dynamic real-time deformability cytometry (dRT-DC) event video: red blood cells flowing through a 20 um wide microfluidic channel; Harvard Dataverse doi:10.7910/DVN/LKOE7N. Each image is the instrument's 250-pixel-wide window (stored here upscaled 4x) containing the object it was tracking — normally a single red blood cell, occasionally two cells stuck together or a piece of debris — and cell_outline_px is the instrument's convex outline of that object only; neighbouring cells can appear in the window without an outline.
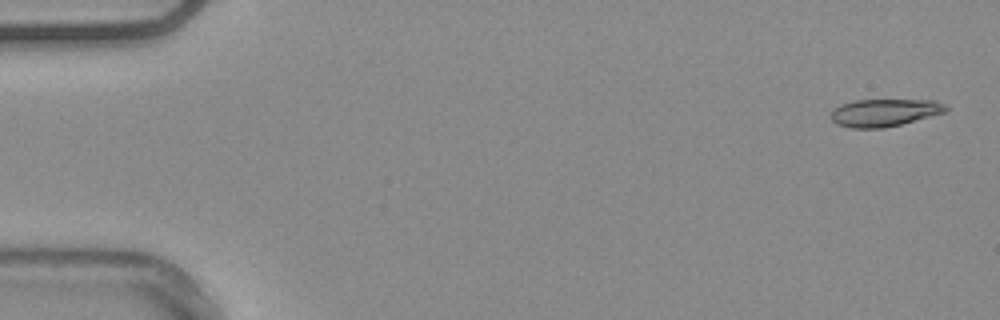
{"species": "common noctule bat (a hibernating species)", "species_latin": "Nyctalus noctula", "temperature_condition": "warm", "stored_images_in_passage": 54, "camera_frame_rate_fps": 3000, "um_per_image_px": 0.085, "animal": {"sex": "male", "body_mass_g": 20.4}, "frame": {"image": 1, "passage_image": 2, "time_ms": 0.333, "image_size_px": [1000, 320], "cell_outline_px": [[948, 112], [884, 128], [852, 128], [836, 124], [828, 116], [828, 112], [840, 104], [852, 100], [936, 100], [944, 104], [948, 108]], "centroid_in_image_um": [75.13, 9.57], "position_along_channel_um": 9.9, "area_um2": 18.73}}
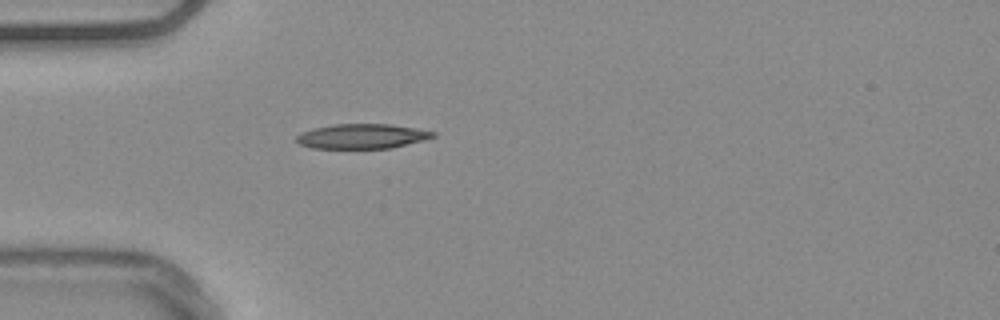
{"frame": {"image": 2, "passage_image": 16, "time_ms": 5.0, "image_size_px": [1000, 320], "cell_outline_px": [[436, 136], [424, 140], [392, 148], [312, 148], [300, 144], [296, 140], [296, 136], [300, 132], [312, 128], [332, 124], [388, 124], [416, 128], [436, 132]], "centroid_in_image_um": [30.76, 11.58], "position_along_channel_um": 54.2, "area_um2": 19.77}}
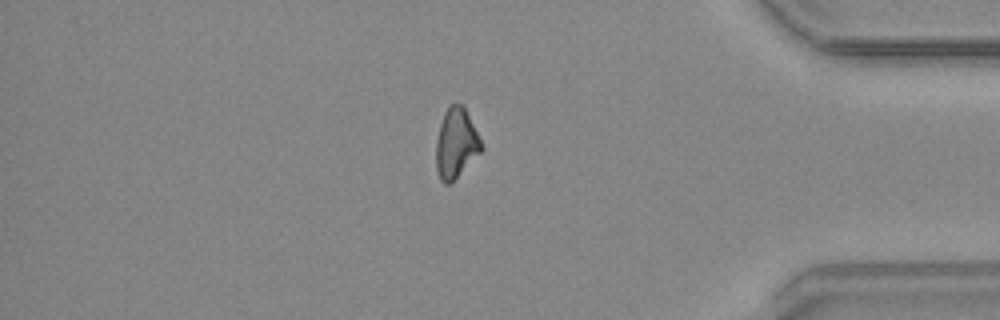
{"frame": {"image": 3, "passage_image": 46, "time_ms": 15.0, "image_size_px": [1000, 320], "cell_outline_px": [[484, 148], [452, 184], [444, 184], [440, 180], [436, 168], [436, 140], [440, 124], [444, 112], [448, 104], [464, 104]], "centroid_in_image_um": [38.76, 12.19], "position_along_channel_um": 396.4, "area_um2": 18.73}, "authors_computed_cell_mechanics": {"area_um2": 19.0162, "velocity_mm_per_s": 3.7768, "shape_relaxation_time_tau1_ms": 6.9806, "shape_relaxation_time_tau2_ms": null, "deformation_change_tau1": 0.141, "deformation_change_tau2": null}}